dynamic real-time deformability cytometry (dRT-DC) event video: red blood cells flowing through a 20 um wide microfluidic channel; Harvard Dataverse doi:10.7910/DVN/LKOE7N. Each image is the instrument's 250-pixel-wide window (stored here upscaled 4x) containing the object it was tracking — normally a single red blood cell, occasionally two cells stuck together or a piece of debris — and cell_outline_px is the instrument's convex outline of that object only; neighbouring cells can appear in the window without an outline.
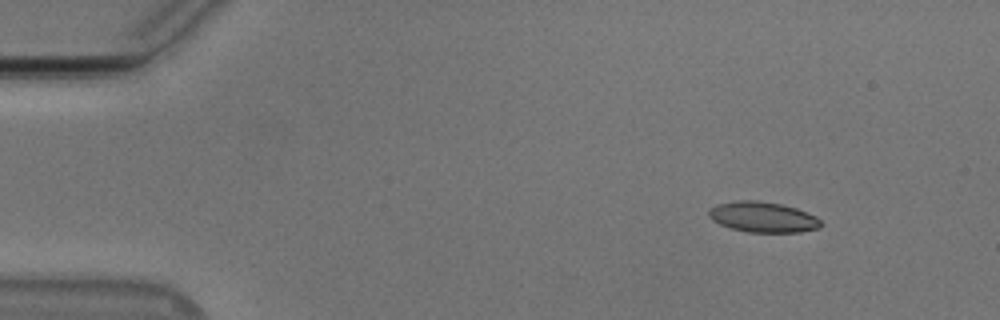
{"species": "Egyptian fruit bat (a non-hibernating species)", "species_latin": "Rousettus aegyptiacus", "temperature_condition": "cold", "stored_images_in_passage": 12, "camera_frame_rate_fps": 3000, "um_per_image_px": 0.085, "animal": {"sex": "male"}, "frame": {"image": 1, "passage_image": 2, "time_ms": 0.333, "image_size_px": [1000, 320], "cell_outline_px": [[824, 224], [820, 228], [800, 232], [748, 232], [732, 228], [720, 224], [712, 220], [708, 216], [708, 208], [716, 204], [740, 200], [752, 200], [780, 204], [796, 208], [808, 212], [816, 216]], "centroid_in_image_um": [64.86, 18.45], "position_along_channel_um": 20.1, "area_um2": 20.0}}
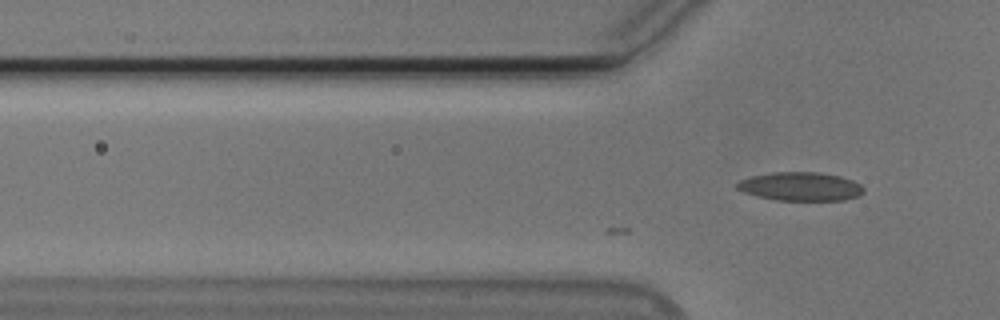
{"frame": {"image": 2, "passage_image": 12, "time_ms": 3.667, "image_size_px": [1000, 320], "cell_outline_px": [[864, 192], [860, 196], [844, 200], [776, 200], [756, 196], [744, 192], [736, 188], [736, 184], [740, 180], [752, 176], [772, 172], [820, 172], [840, 176], [852, 180], [860, 184], [864, 188]], "centroid_in_image_um": [68.06, 15.85], "position_along_channel_um": 57.7, "area_um2": 21.21}}